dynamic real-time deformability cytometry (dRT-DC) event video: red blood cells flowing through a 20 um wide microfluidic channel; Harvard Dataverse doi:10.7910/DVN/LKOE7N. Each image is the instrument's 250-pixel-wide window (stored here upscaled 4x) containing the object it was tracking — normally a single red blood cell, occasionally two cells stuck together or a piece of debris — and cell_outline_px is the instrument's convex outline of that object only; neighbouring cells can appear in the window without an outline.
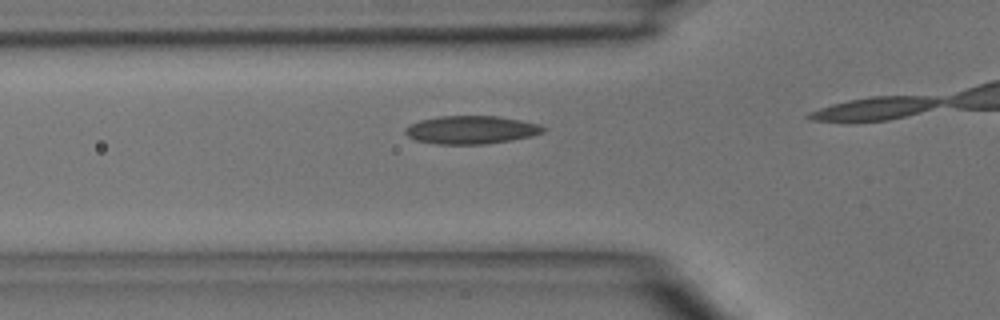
{"species": "common noctule bat (a hibernating species)", "species_latin": "Nyctalus noctula", "temperature_condition": "room temperature", "stored_images_in_passage": 4, "camera_frame_rate_fps": 3000, "um_per_image_px": 0.085, "animal": {"sex": "male", "body_mass_g": 15.6}, "frame": {"image": 1, "passage_image": 2, "time_ms": 0.333, "image_size_px": [1000, 320], "cell_outline_px": [[548, 128], [544, 132], [532, 136], [488, 144], [436, 144], [416, 140], [408, 136], [404, 132], [404, 128], [408, 124], [420, 120], [440, 116], [496, 116], [520, 120], [540, 124]], "centroid_in_image_um": [40.05, 11.03], "position_along_channel_um": 85.7, "area_um2": 22.77}}